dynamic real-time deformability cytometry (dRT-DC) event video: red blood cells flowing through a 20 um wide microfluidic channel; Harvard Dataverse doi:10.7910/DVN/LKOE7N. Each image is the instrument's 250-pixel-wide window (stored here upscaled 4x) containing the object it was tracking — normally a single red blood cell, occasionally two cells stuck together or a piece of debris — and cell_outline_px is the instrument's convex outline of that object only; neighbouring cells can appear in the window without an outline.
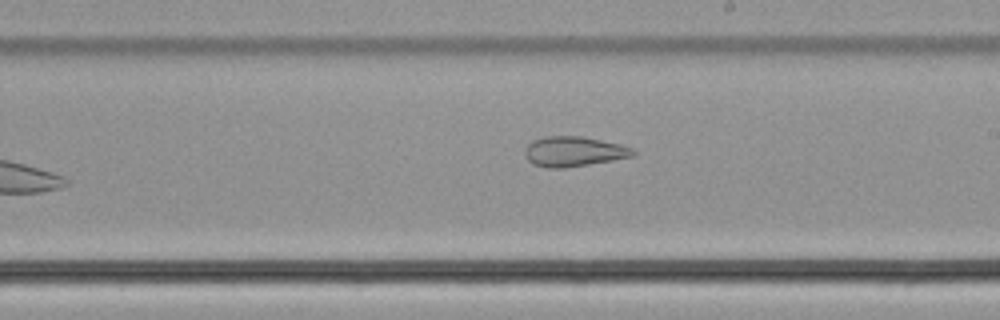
{"species": "common noctule bat (a hibernating species)", "species_latin": "Nyctalus noctula", "temperature_condition": "cold", "stored_images_in_passage": 34, "camera_frame_rate_fps": 3000, "um_per_image_px": 0.085, "animal": {"sex": "male", "body_mass_g": 21.5, "forearm_length_mm": 52.0}, "frame": {"image": 1, "passage_image": 15, "time_ms": 4.667, "image_size_px": [1000, 320], "cell_outline_px": [[636, 152], [632, 156], [612, 160], [564, 168], [548, 168], [532, 164], [528, 160], [524, 152], [524, 148], [532, 140], [544, 136], [584, 136], [620, 144], [632, 148]], "centroid_in_image_um": [48.73, 12.87], "position_along_channel_um": 240.3, "area_um2": 18.96}}
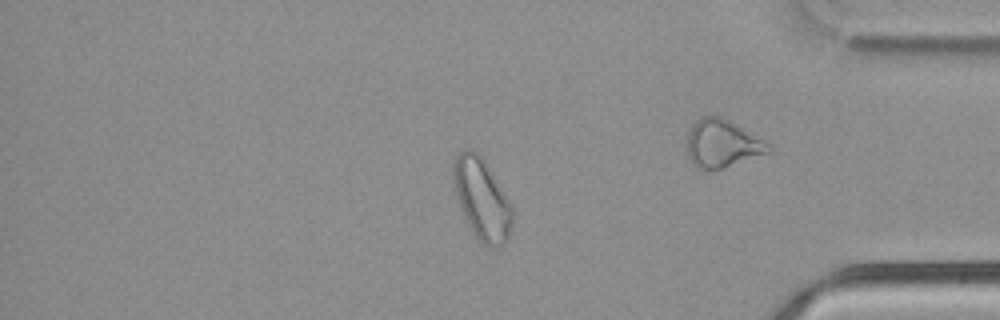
{"frame": {"image": 2, "passage_image": 25, "time_ms": 8.0, "image_size_px": [1000, 320], "cell_outline_px": [[512, 224], [508, 236], [500, 244], [492, 248], [480, 244], [468, 224], [456, 196], [452, 176], [452, 164], [456, 156], [460, 152], [468, 148], [472, 148], [484, 160], [508, 200], [512, 208]], "centroid_in_image_um": [40.92, 16.91], "position_along_channel_um": 394.3, "area_um2": 27.46}}